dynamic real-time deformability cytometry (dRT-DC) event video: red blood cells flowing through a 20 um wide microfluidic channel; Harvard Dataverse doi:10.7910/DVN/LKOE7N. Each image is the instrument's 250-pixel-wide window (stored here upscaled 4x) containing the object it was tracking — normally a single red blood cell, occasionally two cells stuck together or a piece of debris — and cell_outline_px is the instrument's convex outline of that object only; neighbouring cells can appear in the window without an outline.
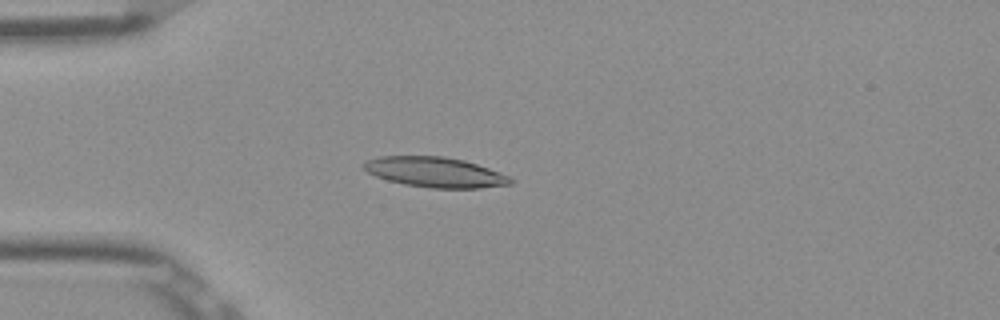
{"species": "Egyptian fruit bat (a non-hibernating species)", "species_latin": "Rousettus aegyptiacus", "temperature_condition": "room temperature", "stored_images_in_passage": 48, "camera_frame_rate_fps": 3000, "um_per_image_px": 0.085, "frame": {"image": 1, "passage_image": 10, "time_ms": 3.0, "image_size_px": [1000, 320], "cell_outline_px": [[512, 184], [480, 188], [432, 188], [404, 184], [388, 180], [376, 176], [368, 172], [360, 164], [364, 160], [380, 156], [444, 156], [464, 160], [488, 168], [508, 176], [512, 180]], "centroid_in_image_um": [36.93, 14.63], "position_along_channel_um": 48.1, "area_um2": 25.72}}
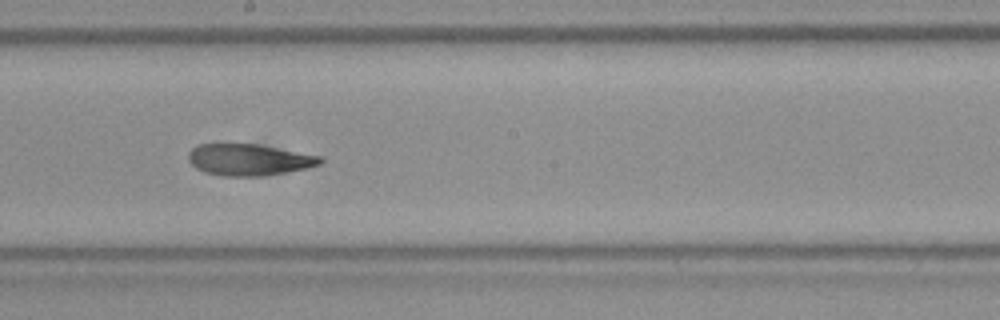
{"frame": {"image": 2, "passage_image": 25, "time_ms": 8.0, "image_size_px": [1000, 320], "cell_outline_px": [[324, 160], [320, 164], [308, 168], [260, 176], [224, 176], [204, 172], [196, 168], [188, 160], [188, 152], [196, 144], [216, 140], [256, 144], [320, 156]], "centroid_in_image_um": [21.05, 13.52], "position_along_channel_um": 227.2, "area_um2": 24.91}}
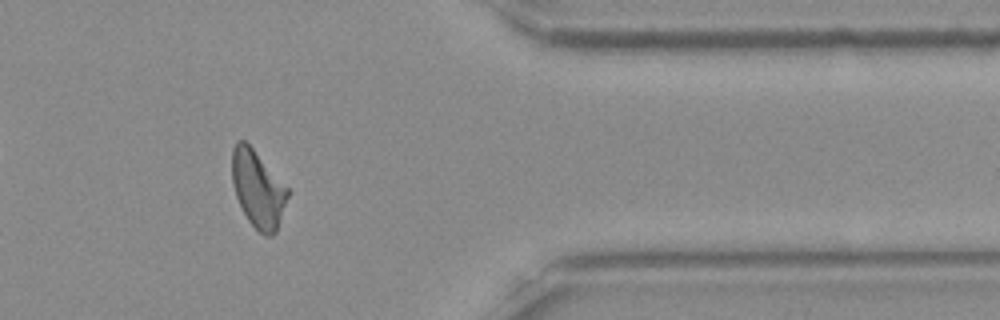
{"frame": {"image": 3, "passage_image": 39, "time_ms": 12.667, "image_size_px": [1000, 320], "cell_outline_px": [[288, 196], [276, 232], [272, 236], [264, 236], [248, 220], [236, 196], [232, 184], [232, 148], [236, 140], [244, 140], [252, 148], [288, 188]], "centroid_in_image_um": [21.9, 16.06], "position_along_channel_um": 389.5, "area_um2": 24.57}, "authors_computed_cell_mechanics": {"area_um2": 24.854, "velocity_mm_per_s": 3.8944, "shape_relaxation_time_tau1_ms": 5.4866, "shape_relaxation_time_tau2_ms": 2.12, "deformation_change_tau1": 0.1578, "deformation_change_tau2": 0.0971}}